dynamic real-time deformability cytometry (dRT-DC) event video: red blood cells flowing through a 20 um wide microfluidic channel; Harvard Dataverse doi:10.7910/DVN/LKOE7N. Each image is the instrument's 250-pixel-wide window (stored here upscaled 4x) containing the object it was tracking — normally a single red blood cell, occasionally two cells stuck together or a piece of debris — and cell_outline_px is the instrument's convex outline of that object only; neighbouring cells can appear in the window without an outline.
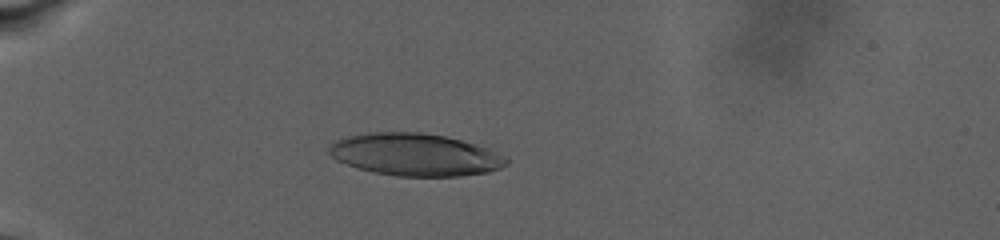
{"species": "human", "species_latin": "Homo sapiens", "temperature_condition": "warm", "stored_images_in_passage": 85, "camera_frame_rate_fps": 3000, "um_per_image_px": 0.085, "donor": {"sex": "male"}, "frame": {"image": 1, "passage_image": 21, "time_ms": 6.667, "image_size_px": [1000, 240], "cell_outline_px": [[508, 164], [500, 168], [488, 172], [460, 176], [396, 176], [372, 172], [356, 168], [336, 160], [328, 152], [328, 148], [336, 140], [348, 136], [368, 132], [420, 132], [444, 136], [476, 144], [488, 148], [508, 156]], "centroid_in_image_um": [35.3, 13.15], "position_along_channel_um": 49.7, "area_um2": 43.99}}
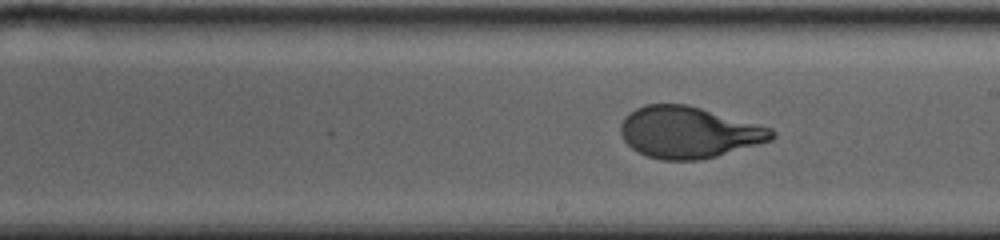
{"frame": {"image": 2, "passage_image": 46, "time_ms": 16.0, "image_size_px": [1000, 240], "cell_outline_px": [[776, 136], [772, 140], [716, 156], [700, 160], [660, 160], [636, 152], [620, 136], [620, 124], [624, 116], [636, 108], [644, 104], [684, 104], [700, 108], [772, 128], [776, 132]], "centroid_in_image_um": [58.5, 11.25], "position_along_channel_um": 230.5, "area_um2": 45.32}}
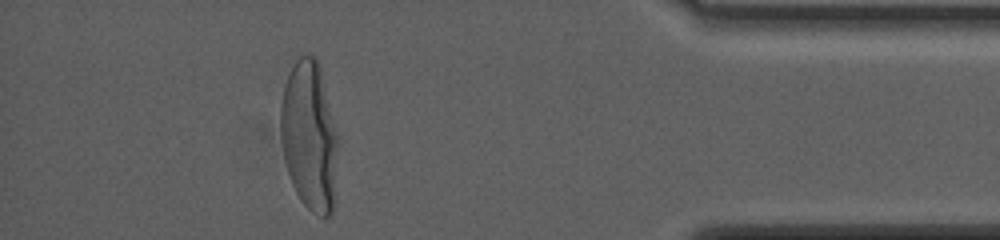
{"frame": {"image": 3, "passage_image": 76, "time_ms": 25.0, "image_size_px": [1000, 240], "cell_outline_px": [[336, 148], [332, 212], [328, 216], [320, 216], [312, 212], [300, 200], [292, 184], [284, 160], [280, 136], [280, 104], [284, 84], [296, 60], [304, 52], [308, 52], [316, 56], [320, 68], [336, 132]], "centroid_in_image_um": [26.24, 11.5], "position_along_channel_um": 409.0, "area_um2": 49.25}, "authors_computed_cell_mechanics": {"area_um2": 45.8932, "velocity_mm_per_s": 2.3592, "shape_relaxation_time_tau1_ms": 7.4398, "shape_relaxation_time_tau2_ms": null, "deformation_change_tau1": 0.2729, "deformation_change_tau2": null}}